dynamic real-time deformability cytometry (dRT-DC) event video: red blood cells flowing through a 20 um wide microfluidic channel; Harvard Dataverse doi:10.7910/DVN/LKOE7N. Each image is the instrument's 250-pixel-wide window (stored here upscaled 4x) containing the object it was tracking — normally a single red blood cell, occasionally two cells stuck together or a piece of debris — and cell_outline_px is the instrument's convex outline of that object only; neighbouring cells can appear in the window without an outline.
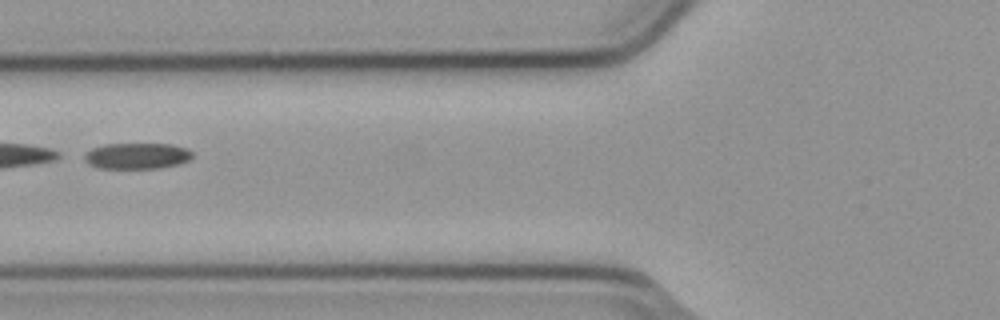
{"species": "common noctule bat (a hibernating species)", "species_latin": "Nyctalus noctula", "temperature_condition": "cold", "stored_images_in_passage": 6, "camera_frame_rate_fps": 3000, "um_per_image_px": 0.085, "animal": {"sex": "male", "body_mass_g": 23.1, "forearm_length_mm": 52.7}, "frame": {"image": 1, "passage_image": 5, "time_ms": 1.333, "image_size_px": [1000, 320], "cell_outline_px": [[192, 156], [188, 160], [180, 164], [160, 168], [96, 168], [88, 164], [84, 160], [84, 152], [92, 148], [104, 144], [172, 144], [188, 148], [192, 152]], "centroid_in_image_um": [11.62, 13.25], "position_along_channel_um": 114.2, "area_um2": 16.59}}
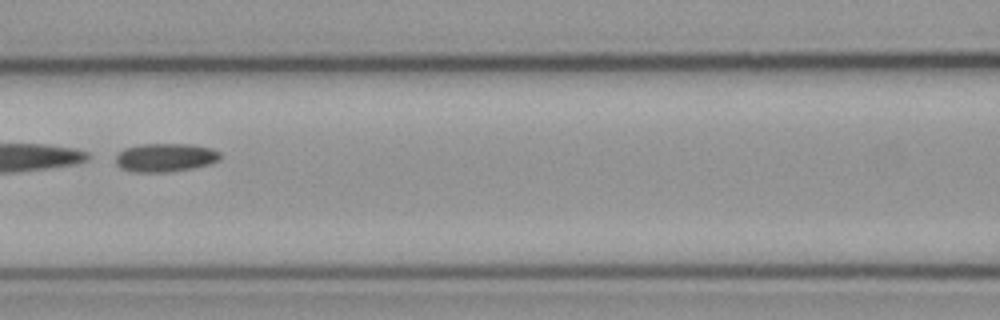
{"frame": {"image": 2, "passage_image": 6, "time_ms": 1.667, "image_size_px": [1000, 320], "cell_outline_px": [[220, 156], [216, 160], [208, 164], [192, 168], [164, 172], [136, 172], [120, 168], [116, 164], [116, 156], [124, 148], [140, 144], [192, 144], [212, 148], [220, 152]], "centroid_in_image_um": [14.02, 13.38], "position_along_channel_um": 152.6, "area_um2": 17.22}}